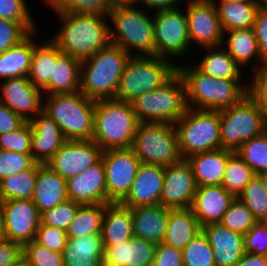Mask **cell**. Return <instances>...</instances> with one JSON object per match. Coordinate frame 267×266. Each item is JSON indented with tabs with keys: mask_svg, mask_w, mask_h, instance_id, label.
Masks as SVG:
<instances>
[{
	"mask_svg": "<svg viewBox=\"0 0 267 266\" xmlns=\"http://www.w3.org/2000/svg\"><path fill=\"white\" fill-rule=\"evenodd\" d=\"M55 12L61 27L50 39L62 53L83 61L111 44L108 16Z\"/></svg>",
	"mask_w": 267,
	"mask_h": 266,
	"instance_id": "6da1fadb",
	"label": "cell"
},
{
	"mask_svg": "<svg viewBox=\"0 0 267 266\" xmlns=\"http://www.w3.org/2000/svg\"><path fill=\"white\" fill-rule=\"evenodd\" d=\"M185 84L187 107L220 111L239 103L248 93L243 80L218 79L201 72L194 63L177 64Z\"/></svg>",
	"mask_w": 267,
	"mask_h": 266,
	"instance_id": "7a4b0ae2",
	"label": "cell"
},
{
	"mask_svg": "<svg viewBox=\"0 0 267 266\" xmlns=\"http://www.w3.org/2000/svg\"><path fill=\"white\" fill-rule=\"evenodd\" d=\"M130 58L121 47L110 44L81 61L80 92L94 101L115 98L121 75Z\"/></svg>",
	"mask_w": 267,
	"mask_h": 266,
	"instance_id": "3957f363",
	"label": "cell"
},
{
	"mask_svg": "<svg viewBox=\"0 0 267 266\" xmlns=\"http://www.w3.org/2000/svg\"><path fill=\"white\" fill-rule=\"evenodd\" d=\"M141 7L115 5L108 15L112 23L111 44L121 47L131 57L155 56L153 14H147Z\"/></svg>",
	"mask_w": 267,
	"mask_h": 266,
	"instance_id": "277c9868",
	"label": "cell"
},
{
	"mask_svg": "<svg viewBox=\"0 0 267 266\" xmlns=\"http://www.w3.org/2000/svg\"><path fill=\"white\" fill-rule=\"evenodd\" d=\"M139 123L130 102L97 100L92 140L103 151L131 148Z\"/></svg>",
	"mask_w": 267,
	"mask_h": 266,
	"instance_id": "5b68a950",
	"label": "cell"
},
{
	"mask_svg": "<svg viewBox=\"0 0 267 266\" xmlns=\"http://www.w3.org/2000/svg\"><path fill=\"white\" fill-rule=\"evenodd\" d=\"M95 102L80 91L44 95L42 112L61 128L66 140H92Z\"/></svg>",
	"mask_w": 267,
	"mask_h": 266,
	"instance_id": "8992f818",
	"label": "cell"
},
{
	"mask_svg": "<svg viewBox=\"0 0 267 266\" xmlns=\"http://www.w3.org/2000/svg\"><path fill=\"white\" fill-rule=\"evenodd\" d=\"M140 122L174 124L187 110L185 84L176 71L157 89L130 102Z\"/></svg>",
	"mask_w": 267,
	"mask_h": 266,
	"instance_id": "52a82bcc",
	"label": "cell"
},
{
	"mask_svg": "<svg viewBox=\"0 0 267 266\" xmlns=\"http://www.w3.org/2000/svg\"><path fill=\"white\" fill-rule=\"evenodd\" d=\"M172 61L158 56L131 57L121 75L115 98L131 102L157 89L177 71L178 61Z\"/></svg>",
	"mask_w": 267,
	"mask_h": 266,
	"instance_id": "ba28073f",
	"label": "cell"
},
{
	"mask_svg": "<svg viewBox=\"0 0 267 266\" xmlns=\"http://www.w3.org/2000/svg\"><path fill=\"white\" fill-rule=\"evenodd\" d=\"M174 126L182 159L221 149L219 111L188 107Z\"/></svg>",
	"mask_w": 267,
	"mask_h": 266,
	"instance_id": "9c48e42d",
	"label": "cell"
},
{
	"mask_svg": "<svg viewBox=\"0 0 267 266\" xmlns=\"http://www.w3.org/2000/svg\"><path fill=\"white\" fill-rule=\"evenodd\" d=\"M221 148L235 152L245 141L267 130V119L246 95L239 103L220 110Z\"/></svg>",
	"mask_w": 267,
	"mask_h": 266,
	"instance_id": "30bf717a",
	"label": "cell"
},
{
	"mask_svg": "<svg viewBox=\"0 0 267 266\" xmlns=\"http://www.w3.org/2000/svg\"><path fill=\"white\" fill-rule=\"evenodd\" d=\"M131 148L143 164L166 167L182 159L174 124L140 122Z\"/></svg>",
	"mask_w": 267,
	"mask_h": 266,
	"instance_id": "8fae6325",
	"label": "cell"
},
{
	"mask_svg": "<svg viewBox=\"0 0 267 266\" xmlns=\"http://www.w3.org/2000/svg\"><path fill=\"white\" fill-rule=\"evenodd\" d=\"M159 10L153 14L155 34V56L172 60L183 58L190 43L188 22L184 6L181 8ZM191 48V49H189Z\"/></svg>",
	"mask_w": 267,
	"mask_h": 266,
	"instance_id": "7c38bea8",
	"label": "cell"
},
{
	"mask_svg": "<svg viewBox=\"0 0 267 266\" xmlns=\"http://www.w3.org/2000/svg\"><path fill=\"white\" fill-rule=\"evenodd\" d=\"M106 175V193L110 203H120L129 193L141 164L132 148L108 149L102 152Z\"/></svg>",
	"mask_w": 267,
	"mask_h": 266,
	"instance_id": "4fadbf2b",
	"label": "cell"
},
{
	"mask_svg": "<svg viewBox=\"0 0 267 266\" xmlns=\"http://www.w3.org/2000/svg\"><path fill=\"white\" fill-rule=\"evenodd\" d=\"M185 4L191 47L222 45L223 30L216 6L210 0H185Z\"/></svg>",
	"mask_w": 267,
	"mask_h": 266,
	"instance_id": "5bb4252c",
	"label": "cell"
},
{
	"mask_svg": "<svg viewBox=\"0 0 267 266\" xmlns=\"http://www.w3.org/2000/svg\"><path fill=\"white\" fill-rule=\"evenodd\" d=\"M197 184L187 159L165 167L160 205L167 209L191 208Z\"/></svg>",
	"mask_w": 267,
	"mask_h": 266,
	"instance_id": "9a60e30c",
	"label": "cell"
},
{
	"mask_svg": "<svg viewBox=\"0 0 267 266\" xmlns=\"http://www.w3.org/2000/svg\"><path fill=\"white\" fill-rule=\"evenodd\" d=\"M102 152L93 140H67L46 165L67 180L96 164Z\"/></svg>",
	"mask_w": 267,
	"mask_h": 266,
	"instance_id": "2e32d148",
	"label": "cell"
},
{
	"mask_svg": "<svg viewBox=\"0 0 267 266\" xmlns=\"http://www.w3.org/2000/svg\"><path fill=\"white\" fill-rule=\"evenodd\" d=\"M2 81H0L1 103L9 107L26 122L31 121L42 112L43 91L41 88L34 86L28 77Z\"/></svg>",
	"mask_w": 267,
	"mask_h": 266,
	"instance_id": "e0dca14e",
	"label": "cell"
},
{
	"mask_svg": "<svg viewBox=\"0 0 267 266\" xmlns=\"http://www.w3.org/2000/svg\"><path fill=\"white\" fill-rule=\"evenodd\" d=\"M7 239L24 245L35 239L41 215L32 200L14 199L0 202Z\"/></svg>",
	"mask_w": 267,
	"mask_h": 266,
	"instance_id": "ac0fdd59",
	"label": "cell"
},
{
	"mask_svg": "<svg viewBox=\"0 0 267 266\" xmlns=\"http://www.w3.org/2000/svg\"><path fill=\"white\" fill-rule=\"evenodd\" d=\"M69 200L81 205L109 204L102 158L80 174L66 180Z\"/></svg>",
	"mask_w": 267,
	"mask_h": 266,
	"instance_id": "d6986e66",
	"label": "cell"
},
{
	"mask_svg": "<svg viewBox=\"0 0 267 266\" xmlns=\"http://www.w3.org/2000/svg\"><path fill=\"white\" fill-rule=\"evenodd\" d=\"M165 167L141 163L127 196L120 202L123 206H154L160 204Z\"/></svg>",
	"mask_w": 267,
	"mask_h": 266,
	"instance_id": "ffe728a7",
	"label": "cell"
},
{
	"mask_svg": "<svg viewBox=\"0 0 267 266\" xmlns=\"http://www.w3.org/2000/svg\"><path fill=\"white\" fill-rule=\"evenodd\" d=\"M32 158L36 163L47 164L67 141L61 128L41 112L31 121Z\"/></svg>",
	"mask_w": 267,
	"mask_h": 266,
	"instance_id": "44dd1931",
	"label": "cell"
},
{
	"mask_svg": "<svg viewBox=\"0 0 267 266\" xmlns=\"http://www.w3.org/2000/svg\"><path fill=\"white\" fill-rule=\"evenodd\" d=\"M222 185L197 187L191 209L201 227L208 224H217L234 201Z\"/></svg>",
	"mask_w": 267,
	"mask_h": 266,
	"instance_id": "7402d4cb",
	"label": "cell"
},
{
	"mask_svg": "<svg viewBox=\"0 0 267 266\" xmlns=\"http://www.w3.org/2000/svg\"><path fill=\"white\" fill-rule=\"evenodd\" d=\"M210 246L216 266H235L245 254L243 234L217 224L202 227Z\"/></svg>",
	"mask_w": 267,
	"mask_h": 266,
	"instance_id": "603a6c76",
	"label": "cell"
},
{
	"mask_svg": "<svg viewBox=\"0 0 267 266\" xmlns=\"http://www.w3.org/2000/svg\"><path fill=\"white\" fill-rule=\"evenodd\" d=\"M156 244L133 237L115 245L104 246L103 261L115 266H152Z\"/></svg>",
	"mask_w": 267,
	"mask_h": 266,
	"instance_id": "cb8c5ba5",
	"label": "cell"
},
{
	"mask_svg": "<svg viewBox=\"0 0 267 266\" xmlns=\"http://www.w3.org/2000/svg\"><path fill=\"white\" fill-rule=\"evenodd\" d=\"M222 46L244 71L246 66V68L250 66L252 73L265 63L260 57L259 45L253 28L223 32ZM250 62L253 63L252 66Z\"/></svg>",
	"mask_w": 267,
	"mask_h": 266,
	"instance_id": "d4e9b609",
	"label": "cell"
},
{
	"mask_svg": "<svg viewBox=\"0 0 267 266\" xmlns=\"http://www.w3.org/2000/svg\"><path fill=\"white\" fill-rule=\"evenodd\" d=\"M131 214L135 237L146 239L156 245L163 243L167 230L169 209L160 204L138 206L131 208Z\"/></svg>",
	"mask_w": 267,
	"mask_h": 266,
	"instance_id": "484cf974",
	"label": "cell"
},
{
	"mask_svg": "<svg viewBox=\"0 0 267 266\" xmlns=\"http://www.w3.org/2000/svg\"><path fill=\"white\" fill-rule=\"evenodd\" d=\"M66 200H68L66 180L48 165L38 163L32 201L40 215Z\"/></svg>",
	"mask_w": 267,
	"mask_h": 266,
	"instance_id": "4316f807",
	"label": "cell"
},
{
	"mask_svg": "<svg viewBox=\"0 0 267 266\" xmlns=\"http://www.w3.org/2000/svg\"><path fill=\"white\" fill-rule=\"evenodd\" d=\"M234 152L218 149L190 155V163L198 187L222 185L228 158Z\"/></svg>",
	"mask_w": 267,
	"mask_h": 266,
	"instance_id": "83f0119b",
	"label": "cell"
},
{
	"mask_svg": "<svg viewBox=\"0 0 267 266\" xmlns=\"http://www.w3.org/2000/svg\"><path fill=\"white\" fill-rule=\"evenodd\" d=\"M81 61L62 53L55 44L53 77L42 89L44 95L72 94L80 91Z\"/></svg>",
	"mask_w": 267,
	"mask_h": 266,
	"instance_id": "f1b7e54d",
	"label": "cell"
},
{
	"mask_svg": "<svg viewBox=\"0 0 267 266\" xmlns=\"http://www.w3.org/2000/svg\"><path fill=\"white\" fill-rule=\"evenodd\" d=\"M103 256L101 233L68 238L62 251L64 266H99Z\"/></svg>",
	"mask_w": 267,
	"mask_h": 266,
	"instance_id": "f546056e",
	"label": "cell"
},
{
	"mask_svg": "<svg viewBox=\"0 0 267 266\" xmlns=\"http://www.w3.org/2000/svg\"><path fill=\"white\" fill-rule=\"evenodd\" d=\"M101 236L104 246L131 240L134 237L131 208L120 203L105 204Z\"/></svg>",
	"mask_w": 267,
	"mask_h": 266,
	"instance_id": "4dcf8cb0",
	"label": "cell"
},
{
	"mask_svg": "<svg viewBox=\"0 0 267 266\" xmlns=\"http://www.w3.org/2000/svg\"><path fill=\"white\" fill-rule=\"evenodd\" d=\"M37 35V30L31 32L19 44L10 47L0 54V81L28 77L31 68L34 39L37 38Z\"/></svg>",
	"mask_w": 267,
	"mask_h": 266,
	"instance_id": "1f68e13d",
	"label": "cell"
},
{
	"mask_svg": "<svg viewBox=\"0 0 267 266\" xmlns=\"http://www.w3.org/2000/svg\"><path fill=\"white\" fill-rule=\"evenodd\" d=\"M202 231L191 208L169 209L167 230L163 243L175 249L183 248Z\"/></svg>",
	"mask_w": 267,
	"mask_h": 266,
	"instance_id": "d6a6232c",
	"label": "cell"
},
{
	"mask_svg": "<svg viewBox=\"0 0 267 266\" xmlns=\"http://www.w3.org/2000/svg\"><path fill=\"white\" fill-rule=\"evenodd\" d=\"M205 55L194 62V65L203 73L218 79L244 80V70L235 62L222 45L203 47ZM243 77V78H242Z\"/></svg>",
	"mask_w": 267,
	"mask_h": 266,
	"instance_id": "836d02e7",
	"label": "cell"
},
{
	"mask_svg": "<svg viewBox=\"0 0 267 266\" xmlns=\"http://www.w3.org/2000/svg\"><path fill=\"white\" fill-rule=\"evenodd\" d=\"M213 4L217 8L223 32L253 28L257 11L261 7L255 2Z\"/></svg>",
	"mask_w": 267,
	"mask_h": 266,
	"instance_id": "e575fe53",
	"label": "cell"
},
{
	"mask_svg": "<svg viewBox=\"0 0 267 266\" xmlns=\"http://www.w3.org/2000/svg\"><path fill=\"white\" fill-rule=\"evenodd\" d=\"M54 64L55 43L51 39L41 43L34 40L29 81L34 86L43 89L53 77Z\"/></svg>",
	"mask_w": 267,
	"mask_h": 266,
	"instance_id": "d590c367",
	"label": "cell"
},
{
	"mask_svg": "<svg viewBox=\"0 0 267 266\" xmlns=\"http://www.w3.org/2000/svg\"><path fill=\"white\" fill-rule=\"evenodd\" d=\"M37 174L38 163H35L28 170L2 179L0 181V202L14 199L32 200Z\"/></svg>",
	"mask_w": 267,
	"mask_h": 266,
	"instance_id": "8d00e7d4",
	"label": "cell"
},
{
	"mask_svg": "<svg viewBox=\"0 0 267 266\" xmlns=\"http://www.w3.org/2000/svg\"><path fill=\"white\" fill-rule=\"evenodd\" d=\"M105 204L80 205L68 229V238L101 233Z\"/></svg>",
	"mask_w": 267,
	"mask_h": 266,
	"instance_id": "74e56055",
	"label": "cell"
},
{
	"mask_svg": "<svg viewBox=\"0 0 267 266\" xmlns=\"http://www.w3.org/2000/svg\"><path fill=\"white\" fill-rule=\"evenodd\" d=\"M255 176L254 171L234 152L228 158L222 186L238 198L244 187Z\"/></svg>",
	"mask_w": 267,
	"mask_h": 266,
	"instance_id": "f35d334b",
	"label": "cell"
},
{
	"mask_svg": "<svg viewBox=\"0 0 267 266\" xmlns=\"http://www.w3.org/2000/svg\"><path fill=\"white\" fill-rule=\"evenodd\" d=\"M44 2L53 11L71 14H99L103 16H108L116 5L115 0H45Z\"/></svg>",
	"mask_w": 267,
	"mask_h": 266,
	"instance_id": "ab89813d",
	"label": "cell"
},
{
	"mask_svg": "<svg viewBox=\"0 0 267 266\" xmlns=\"http://www.w3.org/2000/svg\"><path fill=\"white\" fill-rule=\"evenodd\" d=\"M253 171L260 174L267 172V130L257 137L245 141L236 151Z\"/></svg>",
	"mask_w": 267,
	"mask_h": 266,
	"instance_id": "60d3db41",
	"label": "cell"
},
{
	"mask_svg": "<svg viewBox=\"0 0 267 266\" xmlns=\"http://www.w3.org/2000/svg\"><path fill=\"white\" fill-rule=\"evenodd\" d=\"M183 266H216L213 249L201 231L182 250Z\"/></svg>",
	"mask_w": 267,
	"mask_h": 266,
	"instance_id": "b9f144b4",
	"label": "cell"
},
{
	"mask_svg": "<svg viewBox=\"0 0 267 266\" xmlns=\"http://www.w3.org/2000/svg\"><path fill=\"white\" fill-rule=\"evenodd\" d=\"M238 199L248 207L257 222L267 218V192L257 176L244 187Z\"/></svg>",
	"mask_w": 267,
	"mask_h": 266,
	"instance_id": "7bdbcfd3",
	"label": "cell"
},
{
	"mask_svg": "<svg viewBox=\"0 0 267 266\" xmlns=\"http://www.w3.org/2000/svg\"><path fill=\"white\" fill-rule=\"evenodd\" d=\"M256 223L252 212L238 198L234 199L219 222L221 226L243 235Z\"/></svg>",
	"mask_w": 267,
	"mask_h": 266,
	"instance_id": "ee69618b",
	"label": "cell"
},
{
	"mask_svg": "<svg viewBox=\"0 0 267 266\" xmlns=\"http://www.w3.org/2000/svg\"><path fill=\"white\" fill-rule=\"evenodd\" d=\"M35 22H16L0 18V54L19 44L38 29Z\"/></svg>",
	"mask_w": 267,
	"mask_h": 266,
	"instance_id": "f6af8a7d",
	"label": "cell"
},
{
	"mask_svg": "<svg viewBox=\"0 0 267 266\" xmlns=\"http://www.w3.org/2000/svg\"><path fill=\"white\" fill-rule=\"evenodd\" d=\"M22 257L31 266H64L62 253L53 252L35 240L22 245Z\"/></svg>",
	"mask_w": 267,
	"mask_h": 266,
	"instance_id": "bcb514c9",
	"label": "cell"
},
{
	"mask_svg": "<svg viewBox=\"0 0 267 266\" xmlns=\"http://www.w3.org/2000/svg\"><path fill=\"white\" fill-rule=\"evenodd\" d=\"M81 204L66 200L41 214V224L67 231Z\"/></svg>",
	"mask_w": 267,
	"mask_h": 266,
	"instance_id": "7dc6e473",
	"label": "cell"
},
{
	"mask_svg": "<svg viewBox=\"0 0 267 266\" xmlns=\"http://www.w3.org/2000/svg\"><path fill=\"white\" fill-rule=\"evenodd\" d=\"M0 149L32 154L31 125L24 122L18 129L0 134Z\"/></svg>",
	"mask_w": 267,
	"mask_h": 266,
	"instance_id": "c3c4849f",
	"label": "cell"
},
{
	"mask_svg": "<svg viewBox=\"0 0 267 266\" xmlns=\"http://www.w3.org/2000/svg\"><path fill=\"white\" fill-rule=\"evenodd\" d=\"M247 81L249 84L247 95L256 103L267 119V62L254 71Z\"/></svg>",
	"mask_w": 267,
	"mask_h": 266,
	"instance_id": "681fc988",
	"label": "cell"
},
{
	"mask_svg": "<svg viewBox=\"0 0 267 266\" xmlns=\"http://www.w3.org/2000/svg\"><path fill=\"white\" fill-rule=\"evenodd\" d=\"M35 163L32 154H21L0 149V181L30 169Z\"/></svg>",
	"mask_w": 267,
	"mask_h": 266,
	"instance_id": "f907efd6",
	"label": "cell"
},
{
	"mask_svg": "<svg viewBox=\"0 0 267 266\" xmlns=\"http://www.w3.org/2000/svg\"><path fill=\"white\" fill-rule=\"evenodd\" d=\"M34 240L53 252L62 253L67 245L68 235L62 229L49 227L40 223Z\"/></svg>",
	"mask_w": 267,
	"mask_h": 266,
	"instance_id": "816d5d0a",
	"label": "cell"
},
{
	"mask_svg": "<svg viewBox=\"0 0 267 266\" xmlns=\"http://www.w3.org/2000/svg\"><path fill=\"white\" fill-rule=\"evenodd\" d=\"M0 18L16 22H35L26 0H0Z\"/></svg>",
	"mask_w": 267,
	"mask_h": 266,
	"instance_id": "f5cc1de1",
	"label": "cell"
},
{
	"mask_svg": "<svg viewBox=\"0 0 267 266\" xmlns=\"http://www.w3.org/2000/svg\"><path fill=\"white\" fill-rule=\"evenodd\" d=\"M243 243L245 252L267 256V230L260 222L243 235Z\"/></svg>",
	"mask_w": 267,
	"mask_h": 266,
	"instance_id": "db71d44e",
	"label": "cell"
},
{
	"mask_svg": "<svg viewBox=\"0 0 267 266\" xmlns=\"http://www.w3.org/2000/svg\"><path fill=\"white\" fill-rule=\"evenodd\" d=\"M253 29L258 41L260 57L267 62V6H261L257 11Z\"/></svg>",
	"mask_w": 267,
	"mask_h": 266,
	"instance_id": "11a10c76",
	"label": "cell"
},
{
	"mask_svg": "<svg viewBox=\"0 0 267 266\" xmlns=\"http://www.w3.org/2000/svg\"><path fill=\"white\" fill-rule=\"evenodd\" d=\"M152 266H183L182 250L160 243L156 247Z\"/></svg>",
	"mask_w": 267,
	"mask_h": 266,
	"instance_id": "9f6ffc18",
	"label": "cell"
},
{
	"mask_svg": "<svg viewBox=\"0 0 267 266\" xmlns=\"http://www.w3.org/2000/svg\"><path fill=\"white\" fill-rule=\"evenodd\" d=\"M22 257V245L20 243L4 240L0 242V266H10Z\"/></svg>",
	"mask_w": 267,
	"mask_h": 266,
	"instance_id": "6f0895ef",
	"label": "cell"
},
{
	"mask_svg": "<svg viewBox=\"0 0 267 266\" xmlns=\"http://www.w3.org/2000/svg\"><path fill=\"white\" fill-rule=\"evenodd\" d=\"M25 120L0 102V134L18 129Z\"/></svg>",
	"mask_w": 267,
	"mask_h": 266,
	"instance_id": "680465c9",
	"label": "cell"
},
{
	"mask_svg": "<svg viewBox=\"0 0 267 266\" xmlns=\"http://www.w3.org/2000/svg\"><path fill=\"white\" fill-rule=\"evenodd\" d=\"M185 0H142V6H144L143 8H147V13H148V9L149 11L152 10L154 12L159 11V10H169V9H175L180 7L179 4H181V2Z\"/></svg>",
	"mask_w": 267,
	"mask_h": 266,
	"instance_id": "91938a15",
	"label": "cell"
},
{
	"mask_svg": "<svg viewBox=\"0 0 267 266\" xmlns=\"http://www.w3.org/2000/svg\"><path fill=\"white\" fill-rule=\"evenodd\" d=\"M235 266H267V256L245 252Z\"/></svg>",
	"mask_w": 267,
	"mask_h": 266,
	"instance_id": "94428289",
	"label": "cell"
},
{
	"mask_svg": "<svg viewBox=\"0 0 267 266\" xmlns=\"http://www.w3.org/2000/svg\"><path fill=\"white\" fill-rule=\"evenodd\" d=\"M7 239L6 228L4 223V215L0 204V242Z\"/></svg>",
	"mask_w": 267,
	"mask_h": 266,
	"instance_id": "6125c7cd",
	"label": "cell"
},
{
	"mask_svg": "<svg viewBox=\"0 0 267 266\" xmlns=\"http://www.w3.org/2000/svg\"><path fill=\"white\" fill-rule=\"evenodd\" d=\"M115 3L122 6H139L137 4H142V0H115Z\"/></svg>",
	"mask_w": 267,
	"mask_h": 266,
	"instance_id": "be15d7a7",
	"label": "cell"
},
{
	"mask_svg": "<svg viewBox=\"0 0 267 266\" xmlns=\"http://www.w3.org/2000/svg\"><path fill=\"white\" fill-rule=\"evenodd\" d=\"M262 183L264 190L267 192V172H262L256 175Z\"/></svg>",
	"mask_w": 267,
	"mask_h": 266,
	"instance_id": "e7e4bbea",
	"label": "cell"
},
{
	"mask_svg": "<svg viewBox=\"0 0 267 266\" xmlns=\"http://www.w3.org/2000/svg\"><path fill=\"white\" fill-rule=\"evenodd\" d=\"M212 3H243V2H253V0H210Z\"/></svg>",
	"mask_w": 267,
	"mask_h": 266,
	"instance_id": "03108f58",
	"label": "cell"
},
{
	"mask_svg": "<svg viewBox=\"0 0 267 266\" xmlns=\"http://www.w3.org/2000/svg\"><path fill=\"white\" fill-rule=\"evenodd\" d=\"M10 266H31V265L23 257H21L14 264Z\"/></svg>",
	"mask_w": 267,
	"mask_h": 266,
	"instance_id": "003e7915",
	"label": "cell"
},
{
	"mask_svg": "<svg viewBox=\"0 0 267 266\" xmlns=\"http://www.w3.org/2000/svg\"><path fill=\"white\" fill-rule=\"evenodd\" d=\"M253 2L257 3L260 6H267V0H253Z\"/></svg>",
	"mask_w": 267,
	"mask_h": 266,
	"instance_id": "a7ac6f4b",
	"label": "cell"
},
{
	"mask_svg": "<svg viewBox=\"0 0 267 266\" xmlns=\"http://www.w3.org/2000/svg\"><path fill=\"white\" fill-rule=\"evenodd\" d=\"M260 223H261V225L264 227V229L267 230V218L262 219V220L260 221Z\"/></svg>",
	"mask_w": 267,
	"mask_h": 266,
	"instance_id": "89a4df30",
	"label": "cell"
},
{
	"mask_svg": "<svg viewBox=\"0 0 267 266\" xmlns=\"http://www.w3.org/2000/svg\"><path fill=\"white\" fill-rule=\"evenodd\" d=\"M99 266H115V265H111V264H108L107 262L105 261H102L101 264Z\"/></svg>",
	"mask_w": 267,
	"mask_h": 266,
	"instance_id": "2644e50d",
	"label": "cell"
}]
</instances>
